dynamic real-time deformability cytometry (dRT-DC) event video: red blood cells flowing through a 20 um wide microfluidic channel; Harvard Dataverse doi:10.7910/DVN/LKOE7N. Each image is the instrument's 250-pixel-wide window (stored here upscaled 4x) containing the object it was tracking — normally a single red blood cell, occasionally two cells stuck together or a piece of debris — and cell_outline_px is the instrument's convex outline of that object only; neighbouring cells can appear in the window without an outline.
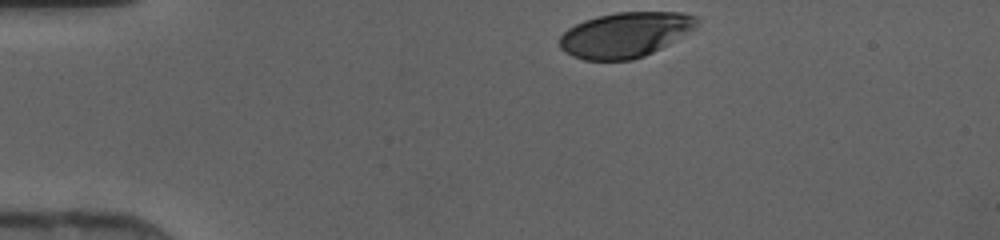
{"species": "human", "species_latin": "Homo sapiens", "temperature_condition": "cold", "stored_images_in_passage": 30, "camera_frame_rate_fps": 3000, "um_per_image_px": 0.085, "donor": {"sex": "female"}, "frame": {"image": 1, "passage_image": 1, "time_ms": 0.0, "image_size_px": [1000, 240], "cell_outline_px": [[700, 20], [696, 28], [668, 44], [644, 56], [632, 60], [584, 60], [572, 56], [564, 52], [560, 48], [560, 36], [568, 28], [584, 20], [596, 16], [616, 12], [680, 12], [700, 16]], "centroid_in_image_um": [53.16, 2.94], "position_along_channel_um": 31.8, "area_um2": 36.3}}
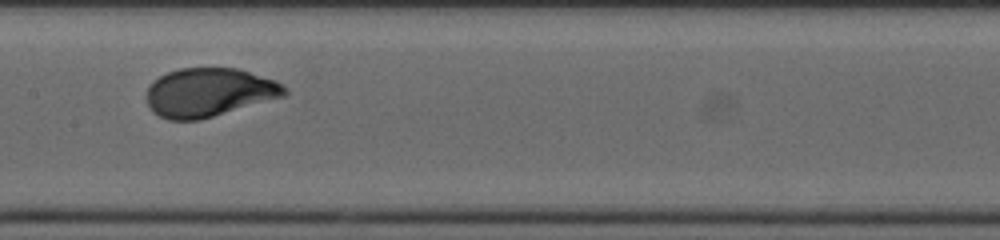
{"frame": {"image": 2, "passage_image": 16, "time_ms": 5.0, "image_size_px": [1000, 240], "cell_outline_px": [[288, 92], [284, 96], [200, 120], [168, 120], [152, 112], [148, 104], [148, 84], [160, 76], [168, 72], [180, 68], [236, 68], [276, 80], [288, 88]], "centroid_in_image_um": [17.77, 7.85], "position_along_channel_um": 189.6, "area_um2": 39.07}}
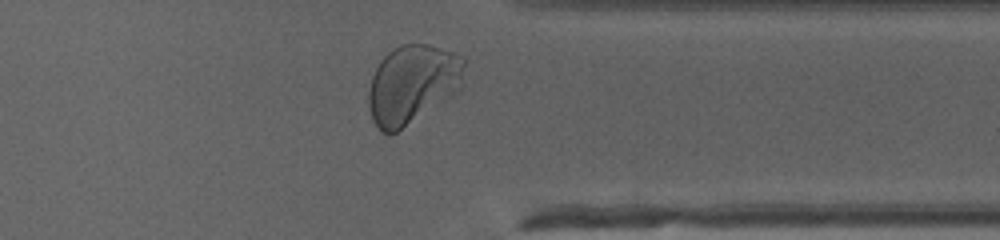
{"frame": {"image": 3, "passage_image": 29, "time_ms": 9.333, "image_size_px": [1000, 240], "cell_outline_px": [[468, 60], [460, 88], [396, 132], [388, 136], [380, 132], [372, 120], [368, 108], [368, 92], [372, 76], [380, 60], [388, 52], [400, 44], [428, 44], [464, 56]], "centroid_in_image_um": [35.03, 7.13], "position_along_channel_um": 376.4, "area_um2": 43.87}}